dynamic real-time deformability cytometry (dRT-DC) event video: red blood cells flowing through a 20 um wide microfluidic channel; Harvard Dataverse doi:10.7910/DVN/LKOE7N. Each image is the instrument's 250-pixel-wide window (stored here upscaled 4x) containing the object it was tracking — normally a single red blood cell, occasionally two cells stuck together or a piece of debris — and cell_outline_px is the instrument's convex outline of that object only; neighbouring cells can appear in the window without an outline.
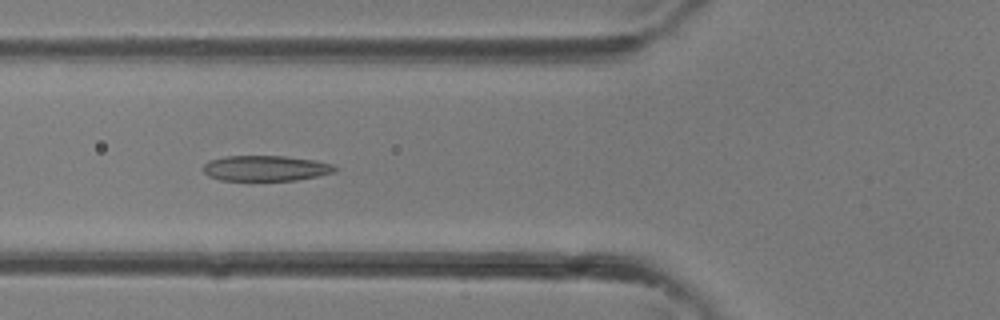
{"species": "common noctule bat (a hibernating species)", "species_latin": "Nyctalus noctula", "temperature_condition": "room temperature", "stored_images_in_passage": 37, "camera_frame_rate_fps": 3000, "um_per_image_px": 0.085, "animal": {"sex": "female"}, "frame": {"image": 1, "passage_image": 14, "time_ms": 4.333, "image_size_px": [1000, 320], "cell_outline_px": [[340, 168], [336, 172], [296, 180], [220, 180], [208, 176], [200, 168], [208, 160], [224, 156], [284, 156], [312, 160], [332, 164]], "centroid_in_image_um": [22.55, 14.3], "position_along_channel_um": 103.3, "area_um2": 19.65}}
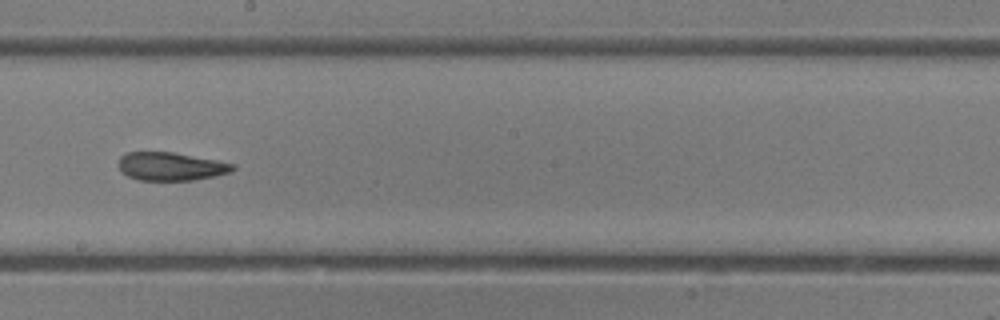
{"frame": {"image": 2, "passage_image": 21, "time_ms": 6.667, "image_size_px": [1000, 320], "cell_outline_px": [[236, 168], [232, 172], [216, 176], [196, 180], [140, 180], [128, 176], [120, 172], [116, 164], [120, 156], [124, 152], [172, 152], [216, 160], [236, 164]], "centroid_in_image_um": [14.5, 14.14], "position_along_channel_um": 233.7, "area_um2": 19.13}}
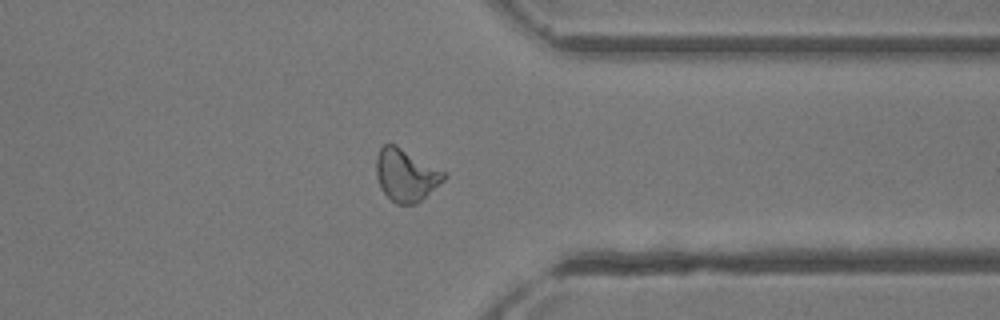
{"frame": {"image": 3, "passage_image": 29, "time_ms": 9.333, "image_size_px": [1000, 320], "cell_outline_px": [[448, 176], [444, 180], [416, 204], [396, 204], [384, 192], [376, 176], [376, 156], [380, 148], [384, 144], [396, 144], [444, 172]], "centroid_in_image_um": [34.49, 14.87], "position_along_channel_um": 376.9, "area_um2": 20.35}}